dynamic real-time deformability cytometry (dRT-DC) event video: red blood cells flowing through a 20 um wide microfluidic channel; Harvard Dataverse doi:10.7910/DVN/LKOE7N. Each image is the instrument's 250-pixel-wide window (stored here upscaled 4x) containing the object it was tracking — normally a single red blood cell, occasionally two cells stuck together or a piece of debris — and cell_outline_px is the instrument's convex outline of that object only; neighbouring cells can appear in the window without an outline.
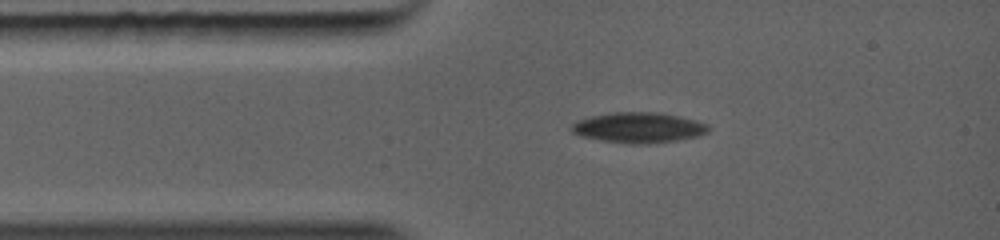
{"species": "common noctule bat (a hibernating species)", "species_latin": "Nyctalus noctula", "temperature_condition": "warm", "stored_images_in_passage": 4, "camera_frame_rate_fps": 5000, "um_per_image_px": 0.085, "animal": {"sex": "female", "body_mass_g": 19.0, "forearm_length_mm": 56.7}, "frame": {"image": 1, "passage_image": 1, "time_ms": 0.0, "image_size_px": [1000, 240], "cell_outline_px": [[712, 128], [708, 132], [696, 136], [676, 140], [648, 144], [628, 144], [600, 140], [584, 136], [572, 132], [568, 128], [576, 120], [592, 116], [612, 112], [660, 112], [680, 116], [696, 120], [708, 124]], "centroid_in_image_um": [54.29, 10.84], "position_along_channel_um": 30.7, "area_um2": 24.45}}
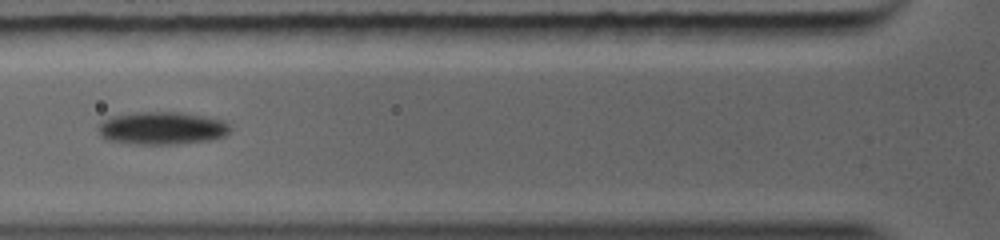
{"frame": {"image": 2, "passage_image": 4, "time_ms": 2.0, "image_size_px": [1000, 240], "cell_outline_px": [[228, 132], [224, 136], [208, 140], [176, 144], [136, 144], [104, 140], [100, 136], [100, 124], [104, 120], [116, 116], [144, 112], [176, 112], [224, 120], [228, 124]], "centroid_in_image_um": [13.76, 10.91], "position_along_channel_um": 112.0, "area_um2": 24.62}}